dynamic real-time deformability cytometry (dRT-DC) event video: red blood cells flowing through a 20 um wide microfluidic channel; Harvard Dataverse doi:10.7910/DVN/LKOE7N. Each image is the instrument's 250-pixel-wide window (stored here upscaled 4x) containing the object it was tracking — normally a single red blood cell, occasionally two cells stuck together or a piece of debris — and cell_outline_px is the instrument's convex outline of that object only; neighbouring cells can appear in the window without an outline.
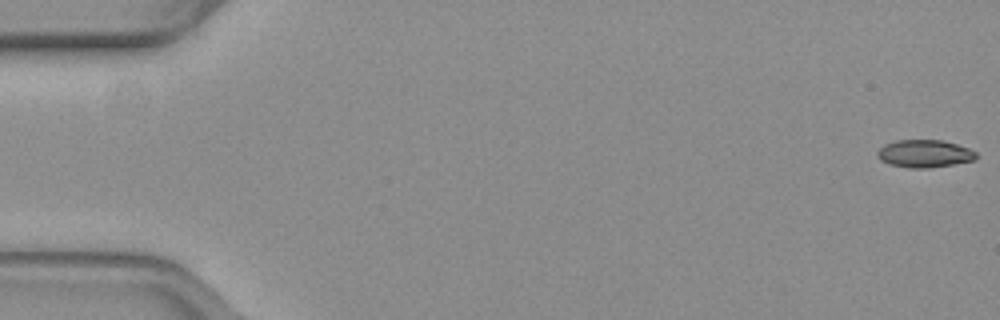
{"species": "common noctule bat (a hibernating species)", "species_latin": "Nyctalus noctula", "temperature_condition": "warm", "stored_images_in_passage": 54, "camera_frame_rate_fps": 3000, "um_per_image_px": 0.085, "animal": {"sex": "female", "body_mass_g": 19.3, "forearm_length_mm": 54.1}, "frame": {"image": 1, "passage_image": 1, "time_ms": 0.0, "image_size_px": [1000, 320], "cell_outline_px": [[976, 160], [928, 168], [912, 168], [888, 164], [880, 160], [876, 156], [876, 152], [884, 144], [896, 140], [940, 140], [956, 144], [968, 148], [976, 152]], "centroid_in_image_um": [78.54, 13.06], "position_along_channel_um": 6.5, "area_um2": 15.9}}
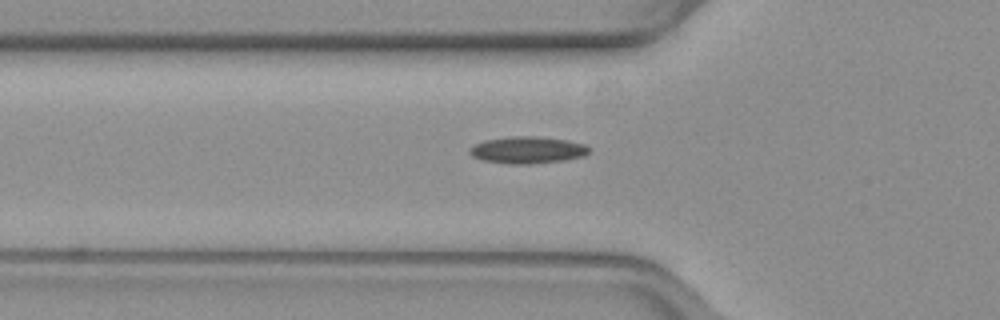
{"frame": {"image": 2, "passage_image": 19, "time_ms": 6.0, "image_size_px": [1000, 320], "cell_outline_px": [[588, 152], [584, 156], [564, 160], [532, 164], [508, 164], [484, 160], [472, 156], [468, 152], [476, 144], [484, 140], [512, 136], [536, 136], [568, 140], [584, 144], [588, 148]], "centroid_in_image_um": [44.84, 12.75], "position_along_channel_um": 81.0, "area_um2": 18.61}}
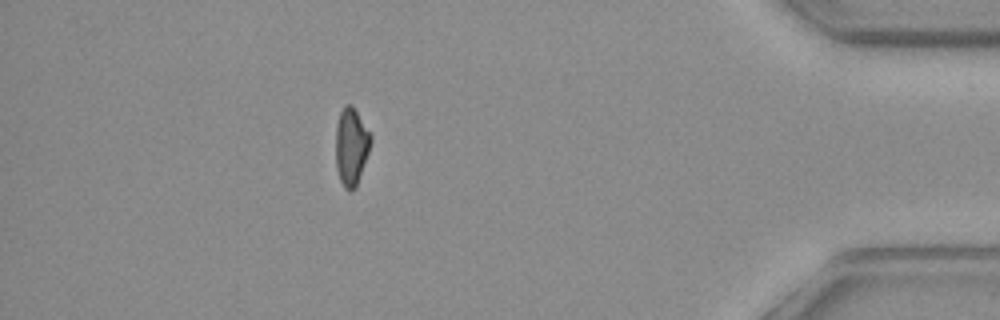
{"frame": {"image": 3, "passage_image": 48, "time_ms": 15.667, "image_size_px": [1000, 320], "cell_outline_px": [[372, 140], [356, 188], [348, 192], [344, 188], [340, 180], [336, 168], [336, 124], [340, 112], [344, 104], [352, 104], [372, 136]], "centroid_in_image_um": [29.84, 12.45], "position_along_channel_um": 405.4, "area_um2": 15.9}, "authors_computed_cell_mechanics": {"area_um2": 16.7042, "velocity_mm_per_s": 3.8662, "shape_relaxation_time_tau1_ms": null, "shape_relaxation_time_tau2_ms": 7.3725, "deformation_change_tau1": null, "deformation_change_tau2": 0.1657}}